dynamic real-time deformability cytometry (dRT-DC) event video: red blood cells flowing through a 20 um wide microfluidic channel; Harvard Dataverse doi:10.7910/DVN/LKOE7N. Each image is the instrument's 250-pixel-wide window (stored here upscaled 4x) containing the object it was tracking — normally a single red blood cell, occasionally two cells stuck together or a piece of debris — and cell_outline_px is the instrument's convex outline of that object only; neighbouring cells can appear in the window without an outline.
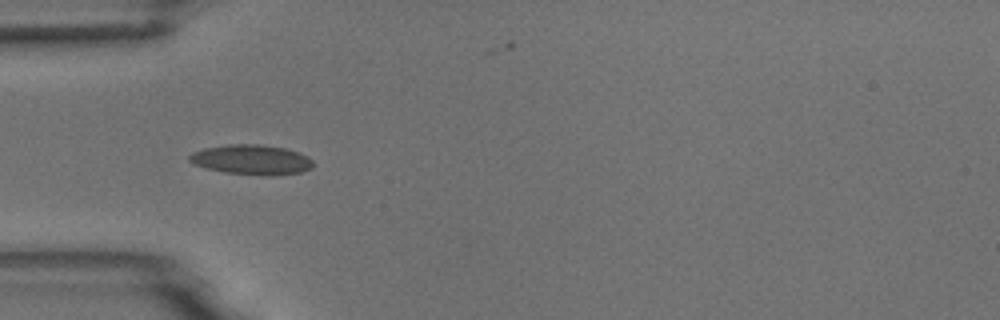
{"species": "common noctule bat (a hibernating species)", "species_latin": "Nyctalus noctula", "temperature_condition": "room temperature", "stored_images_in_passage": 11, "camera_frame_rate_fps": 3000, "um_per_image_px": 0.085, "animal": {"sex": "male", "body_mass_g": 18.8}, "frame": {"image": 1, "passage_image": 5, "time_ms": 1.333, "image_size_px": [1000, 320], "cell_outline_px": [[312, 168], [300, 172], [224, 172], [192, 164], [188, 160], [188, 156], [192, 152], [204, 148], [228, 144], [260, 144], [284, 148], [300, 152], [312, 160]], "centroid_in_image_um": [21.3, 13.5], "position_along_channel_um": 63.7, "area_um2": 20.46}}
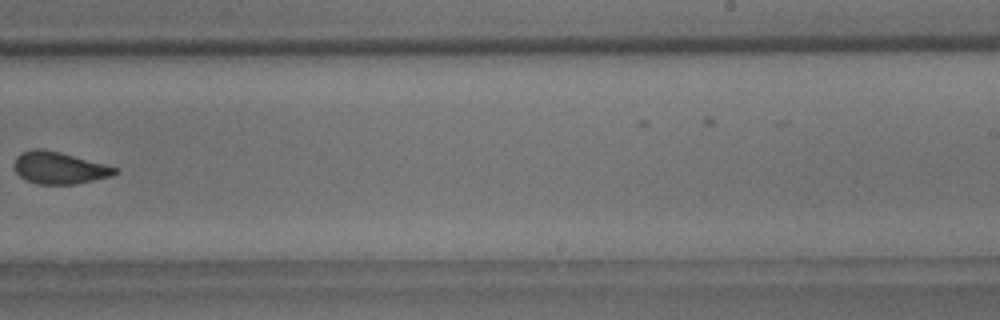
{"frame": {"image": 2, "passage_image": 10, "time_ms": 3.0, "image_size_px": [1000, 320], "cell_outline_px": [[120, 172], [112, 176], [76, 184], [36, 184], [20, 176], [16, 172], [12, 164], [16, 156], [20, 152], [32, 148], [44, 148], [60, 152], [120, 168]], "centroid_in_image_um": [5.03, 14.25], "position_along_channel_um": 284.0, "area_um2": 19.13}}